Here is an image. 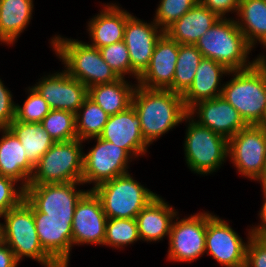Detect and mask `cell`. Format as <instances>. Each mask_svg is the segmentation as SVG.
I'll use <instances>...</instances> for the list:
<instances>
[{
    "mask_svg": "<svg viewBox=\"0 0 266 267\" xmlns=\"http://www.w3.org/2000/svg\"><path fill=\"white\" fill-rule=\"evenodd\" d=\"M132 106L140 119L142 135L149 145L183 123L188 114L182 95L171 90L147 89L138 84Z\"/></svg>",
    "mask_w": 266,
    "mask_h": 267,
    "instance_id": "cell-1",
    "label": "cell"
},
{
    "mask_svg": "<svg viewBox=\"0 0 266 267\" xmlns=\"http://www.w3.org/2000/svg\"><path fill=\"white\" fill-rule=\"evenodd\" d=\"M221 96L239 113L247 125H266V57L251 68L229 71Z\"/></svg>",
    "mask_w": 266,
    "mask_h": 267,
    "instance_id": "cell-2",
    "label": "cell"
},
{
    "mask_svg": "<svg viewBox=\"0 0 266 267\" xmlns=\"http://www.w3.org/2000/svg\"><path fill=\"white\" fill-rule=\"evenodd\" d=\"M195 46L203 58H209L223 64L228 70H246L251 68L261 57L250 61L253 50L240 31L235 18H219L214 25L201 36Z\"/></svg>",
    "mask_w": 266,
    "mask_h": 267,
    "instance_id": "cell-3",
    "label": "cell"
},
{
    "mask_svg": "<svg viewBox=\"0 0 266 267\" xmlns=\"http://www.w3.org/2000/svg\"><path fill=\"white\" fill-rule=\"evenodd\" d=\"M50 45L62 61L64 70L88 88L99 84H109L120 79L103 60L98 48L78 39L55 35Z\"/></svg>",
    "mask_w": 266,
    "mask_h": 267,
    "instance_id": "cell-4",
    "label": "cell"
},
{
    "mask_svg": "<svg viewBox=\"0 0 266 267\" xmlns=\"http://www.w3.org/2000/svg\"><path fill=\"white\" fill-rule=\"evenodd\" d=\"M0 218V239L4 241L21 262L30 258L44 267H61L41 246L36 232L33 205L24 197Z\"/></svg>",
    "mask_w": 266,
    "mask_h": 267,
    "instance_id": "cell-5",
    "label": "cell"
},
{
    "mask_svg": "<svg viewBox=\"0 0 266 267\" xmlns=\"http://www.w3.org/2000/svg\"><path fill=\"white\" fill-rule=\"evenodd\" d=\"M184 139L185 162L191 172L209 175L221 168L228 158V139L200 125L187 114Z\"/></svg>",
    "mask_w": 266,
    "mask_h": 267,
    "instance_id": "cell-6",
    "label": "cell"
},
{
    "mask_svg": "<svg viewBox=\"0 0 266 267\" xmlns=\"http://www.w3.org/2000/svg\"><path fill=\"white\" fill-rule=\"evenodd\" d=\"M108 219L136 218L138 213L158 195L126 174L105 181L94 189Z\"/></svg>",
    "mask_w": 266,
    "mask_h": 267,
    "instance_id": "cell-7",
    "label": "cell"
},
{
    "mask_svg": "<svg viewBox=\"0 0 266 267\" xmlns=\"http://www.w3.org/2000/svg\"><path fill=\"white\" fill-rule=\"evenodd\" d=\"M83 141L55 142L34 166L29 184L82 182Z\"/></svg>",
    "mask_w": 266,
    "mask_h": 267,
    "instance_id": "cell-8",
    "label": "cell"
},
{
    "mask_svg": "<svg viewBox=\"0 0 266 267\" xmlns=\"http://www.w3.org/2000/svg\"><path fill=\"white\" fill-rule=\"evenodd\" d=\"M89 139H96V144L83 153L82 182L86 185L93 183L90 190L129 172V164L134 158L125 149L99 137Z\"/></svg>",
    "mask_w": 266,
    "mask_h": 267,
    "instance_id": "cell-9",
    "label": "cell"
},
{
    "mask_svg": "<svg viewBox=\"0 0 266 267\" xmlns=\"http://www.w3.org/2000/svg\"><path fill=\"white\" fill-rule=\"evenodd\" d=\"M228 157L239 175L256 181L266 160V125H247L232 136Z\"/></svg>",
    "mask_w": 266,
    "mask_h": 267,
    "instance_id": "cell-10",
    "label": "cell"
},
{
    "mask_svg": "<svg viewBox=\"0 0 266 267\" xmlns=\"http://www.w3.org/2000/svg\"><path fill=\"white\" fill-rule=\"evenodd\" d=\"M83 182L55 184H29L25 198L41 213L43 218L73 219L75 207L88 191L76 187Z\"/></svg>",
    "mask_w": 266,
    "mask_h": 267,
    "instance_id": "cell-11",
    "label": "cell"
},
{
    "mask_svg": "<svg viewBox=\"0 0 266 267\" xmlns=\"http://www.w3.org/2000/svg\"><path fill=\"white\" fill-rule=\"evenodd\" d=\"M175 216L169 235L168 261L192 263L205 253L207 211L180 219Z\"/></svg>",
    "mask_w": 266,
    "mask_h": 267,
    "instance_id": "cell-12",
    "label": "cell"
},
{
    "mask_svg": "<svg viewBox=\"0 0 266 267\" xmlns=\"http://www.w3.org/2000/svg\"><path fill=\"white\" fill-rule=\"evenodd\" d=\"M248 231L247 242L233 230L227 221L207 212L205 254L212 256L224 267H245L246 247L251 237Z\"/></svg>",
    "mask_w": 266,
    "mask_h": 267,
    "instance_id": "cell-13",
    "label": "cell"
},
{
    "mask_svg": "<svg viewBox=\"0 0 266 267\" xmlns=\"http://www.w3.org/2000/svg\"><path fill=\"white\" fill-rule=\"evenodd\" d=\"M32 87L47 101L51 110L76 113L88 97V87L65 70L44 75Z\"/></svg>",
    "mask_w": 266,
    "mask_h": 267,
    "instance_id": "cell-14",
    "label": "cell"
},
{
    "mask_svg": "<svg viewBox=\"0 0 266 267\" xmlns=\"http://www.w3.org/2000/svg\"><path fill=\"white\" fill-rule=\"evenodd\" d=\"M107 219L99 197L88 189L75 207L72 223L73 246L103 245Z\"/></svg>",
    "mask_w": 266,
    "mask_h": 267,
    "instance_id": "cell-15",
    "label": "cell"
},
{
    "mask_svg": "<svg viewBox=\"0 0 266 267\" xmlns=\"http://www.w3.org/2000/svg\"><path fill=\"white\" fill-rule=\"evenodd\" d=\"M163 33L154 21L147 23L134 15L127 19L124 42L130 55L132 71L138 77L148 68L156 42Z\"/></svg>",
    "mask_w": 266,
    "mask_h": 267,
    "instance_id": "cell-16",
    "label": "cell"
},
{
    "mask_svg": "<svg viewBox=\"0 0 266 267\" xmlns=\"http://www.w3.org/2000/svg\"><path fill=\"white\" fill-rule=\"evenodd\" d=\"M99 138L125 149L134 159L145 155L150 145L141 132V122L133 106L109 116Z\"/></svg>",
    "mask_w": 266,
    "mask_h": 267,
    "instance_id": "cell-17",
    "label": "cell"
},
{
    "mask_svg": "<svg viewBox=\"0 0 266 267\" xmlns=\"http://www.w3.org/2000/svg\"><path fill=\"white\" fill-rule=\"evenodd\" d=\"M188 114L200 125L228 140L247 126L238 111L222 96L197 102Z\"/></svg>",
    "mask_w": 266,
    "mask_h": 267,
    "instance_id": "cell-18",
    "label": "cell"
},
{
    "mask_svg": "<svg viewBox=\"0 0 266 267\" xmlns=\"http://www.w3.org/2000/svg\"><path fill=\"white\" fill-rule=\"evenodd\" d=\"M33 217L39 242L43 249L61 266L69 267L73 219L43 218L33 206Z\"/></svg>",
    "mask_w": 266,
    "mask_h": 267,
    "instance_id": "cell-19",
    "label": "cell"
},
{
    "mask_svg": "<svg viewBox=\"0 0 266 267\" xmlns=\"http://www.w3.org/2000/svg\"><path fill=\"white\" fill-rule=\"evenodd\" d=\"M179 44L165 32L156 42L150 64L136 82L147 89L167 90L173 83Z\"/></svg>",
    "mask_w": 266,
    "mask_h": 267,
    "instance_id": "cell-20",
    "label": "cell"
},
{
    "mask_svg": "<svg viewBox=\"0 0 266 267\" xmlns=\"http://www.w3.org/2000/svg\"><path fill=\"white\" fill-rule=\"evenodd\" d=\"M103 7L89 19L86 29L91 38L87 44L98 49L124 40L125 25L132 15L117 3L103 4Z\"/></svg>",
    "mask_w": 266,
    "mask_h": 267,
    "instance_id": "cell-21",
    "label": "cell"
},
{
    "mask_svg": "<svg viewBox=\"0 0 266 267\" xmlns=\"http://www.w3.org/2000/svg\"><path fill=\"white\" fill-rule=\"evenodd\" d=\"M229 71L223 64L215 60L202 58L191 86L182 95L186 109L189 110L199 101L221 96L223 89L221 78L228 75Z\"/></svg>",
    "mask_w": 266,
    "mask_h": 267,
    "instance_id": "cell-22",
    "label": "cell"
},
{
    "mask_svg": "<svg viewBox=\"0 0 266 267\" xmlns=\"http://www.w3.org/2000/svg\"><path fill=\"white\" fill-rule=\"evenodd\" d=\"M0 133V174L14 179L25 189L34 166L27 159L20 140L9 128H0Z\"/></svg>",
    "mask_w": 266,
    "mask_h": 267,
    "instance_id": "cell-23",
    "label": "cell"
},
{
    "mask_svg": "<svg viewBox=\"0 0 266 267\" xmlns=\"http://www.w3.org/2000/svg\"><path fill=\"white\" fill-rule=\"evenodd\" d=\"M179 212L161 196L155 197L137 215L136 223L140 241L159 242L169 238L172 222Z\"/></svg>",
    "mask_w": 266,
    "mask_h": 267,
    "instance_id": "cell-24",
    "label": "cell"
},
{
    "mask_svg": "<svg viewBox=\"0 0 266 267\" xmlns=\"http://www.w3.org/2000/svg\"><path fill=\"white\" fill-rule=\"evenodd\" d=\"M219 18L198 1L164 32L178 44L195 45Z\"/></svg>",
    "mask_w": 266,
    "mask_h": 267,
    "instance_id": "cell-25",
    "label": "cell"
},
{
    "mask_svg": "<svg viewBox=\"0 0 266 267\" xmlns=\"http://www.w3.org/2000/svg\"><path fill=\"white\" fill-rule=\"evenodd\" d=\"M33 0H0V42L13 45L29 25Z\"/></svg>",
    "mask_w": 266,
    "mask_h": 267,
    "instance_id": "cell-26",
    "label": "cell"
},
{
    "mask_svg": "<svg viewBox=\"0 0 266 267\" xmlns=\"http://www.w3.org/2000/svg\"><path fill=\"white\" fill-rule=\"evenodd\" d=\"M137 84L125 78L109 84H99L88 88V97L98 104L109 116L125 111L132 106Z\"/></svg>",
    "mask_w": 266,
    "mask_h": 267,
    "instance_id": "cell-27",
    "label": "cell"
},
{
    "mask_svg": "<svg viewBox=\"0 0 266 267\" xmlns=\"http://www.w3.org/2000/svg\"><path fill=\"white\" fill-rule=\"evenodd\" d=\"M236 17L247 43L253 49L257 43L266 48V0H240Z\"/></svg>",
    "mask_w": 266,
    "mask_h": 267,
    "instance_id": "cell-28",
    "label": "cell"
},
{
    "mask_svg": "<svg viewBox=\"0 0 266 267\" xmlns=\"http://www.w3.org/2000/svg\"><path fill=\"white\" fill-rule=\"evenodd\" d=\"M20 140L27 159L35 166L55 141L40 123L13 120L8 127Z\"/></svg>",
    "mask_w": 266,
    "mask_h": 267,
    "instance_id": "cell-29",
    "label": "cell"
},
{
    "mask_svg": "<svg viewBox=\"0 0 266 267\" xmlns=\"http://www.w3.org/2000/svg\"><path fill=\"white\" fill-rule=\"evenodd\" d=\"M203 55L195 45L179 44L175 75L167 89L183 95L191 86Z\"/></svg>",
    "mask_w": 266,
    "mask_h": 267,
    "instance_id": "cell-30",
    "label": "cell"
},
{
    "mask_svg": "<svg viewBox=\"0 0 266 267\" xmlns=\"http://www.w3.org/2000/svg\"><path fill=\"white\" fill-rule=\"evenodd\" d=\"M109 115L93 100L87 97L75 113L77 138L88 141L89 138L99 137Z\"/></svg>",
    "mask_w": 266,
    "mask_h": 267,
    "instance_id": "cell-31",
    "label": "cell"
},
{
    "mask_svg": "<svg viewBox=\"0 0 266 267\" xmlns=\"http://www.w3.org/2000/svg\"><path fill=\"white\" fill-rule=\"evenodd\" d=\"M140 240L135 218L107 219L103 245L121 249Z\"/></svg>",
    "mask_w": 266,
    "mask_h": 267,
    "instance_id": "cell-32",
    "label": "cell"
},
{
    "mask_svg": "<svg viewBox=\"0 0 266 267\" xmlns=\"http://www.w3.org/2000/svg\"><path fill=\"white\" fill-rule=\"evenodd\" d=\"M55 142H66L77 138L75 113L67 110H50L40 122Z\"/></svg>",
    "mask_w": 266,
    "mask_h": 267,
    "instance_id": "cell-33",
    "label": "cell"
},
{
    "mask_svg": "<svg viewBox=\"0 0 266 267\" xmlns=\"http://www.w3.org/2000/svg\"><path fill=\"white\" fill-rule=\"evenodd\" d=\"M103 60L112 68L119 78L128 75L138 81L139 77L132 71L130 55L124 40L99 48Z\"/></svg>",
    "mask_w": 266,
    "mask_h": 267,
    "instance_id": "cell-34",
    "label": "cell"
},
{
    "mask_svg": "<svg viewBox=\"0 0 266 267\" xmlns=\"http://www.w3.org/2000/svg\"><path fill=\"white\" fill-rule=\"evenodd\" d=\"M28 96L22 107L18 103L15 107V120L24 123H40L50 112L47 101L31 86L27 89Z\"/></svg>",
    "mask_w": 266,
    "mask_h": 267,
    "instance_id": "cell-35",
    "label": "cell"
},
{
    "mask_svg": "<svg viewBox=\"0 0 266 267\" xmlns=\"http://www.w3.org/2000/svg\"><path fill=\"white\" fill-rule=\"evenodd\" d=\"M199 0H160L153 21L165 31Z\"/></svg>",
    "mask_w": 266,
    "mask_h": 267,
    "instance_id": "cell-36",
    "label": "cell"
},
{
    "mask_svg": "<svg viewBox=\"0 0 266 267\" xmlns=\"http://www.w3.org/2000/svg\"><path fill=\"white\" fill-rule=\"evenodd\" d=\"M17 183L14 179L0 174V216L24 199L25 189Z\"/></svg>",
    "mask_w": 266,
    "mask_h": 267,
    "instance_id": "cell-37",
    "label": "cell"
},
{
    "mask_svg": "<svg viewBox=\"0 0 266 267\" xmlns=\"http://www.w3.org/2000/svg\"><path fill=\"white\" fill-rule=\"evenodd\" d=\"M245 267H266V241L254 237L248 239Z\"/></svg>",
    "mask_w": 266,
    "mask_h": 267,
    "instance_id": "cell-38",
    "label": "cell"
},
{
    "mask_svg": "<svg viewBox=\"0 0 266 267\" xmlns=\"http://www.w3.org/2000/svg\"><path fill=\"white\" fill-rule=\"evenodd\" d=\"M8 89L0 78V128H8L15 119L16 103Z\"/></svg>",
    "mask_w": 266,
    "mask_h": 267,
    "instance_id": "cell-39",
    "label": "cell"
},
{
    "mask_svg": "<svg viewBox=\"0 0 266 267\" xmlns=\"http://www.w3.org/2000/svg\"><path fill=\"white\" fill-rule=\"evenodd\" d=\"M199 2L220 18H225L226 16L229 17L228 13L230 12L237 15L240 0H199Z\"/></svg>",
    "mask_w": 266,
    "mask_h": 267,
    "instance_id": "cell-40",
    "label": "cell"
},
{
    "mask_svg": "<svg viewBox=\"0 0 266 267\" xmlns=\"http://www.w3.org/2000/svg\"><path fill=\"white\" fill-rule=\"evenodd\" d=\"M263 192V205L258 214L260 218V223L258 225L251 227V236L266 241V190H262Z\"/></svg>",
    "mask_w": 266,
    "mask_h": 267,
    "instance_id": "cell-41",
    "label": "cell"
},
{
    "mask_svg": "<svg viewBox=\"0 0 266 267\" xmlns=\"http://www.w3.org/2000/svg\"><path fill=\"white\" fill-rule=\"evenodd\" d=\"M18 264L13 251L0 239V267H17Z\"/></svg>",
    "mask_w": 266,
    "mask_h": 267,
    "instance_id": "cell-42",
    "label": "cell"
},
{
    "mask_svg": "<svg viewBox=\"0 0 266 267\" xmlns=\"http://www.w3.org/2000/svg\"><path fill=\"white\" fill-rule=\"evenodd\" d=\"M256 181L260 182L262 190H266V160L264 162L263 171Z\"/></svg>",
    "mask_w": 266,
    "mask_h": 267,
    "instance_id": "cell-43",
    "label": "cell"
}]
</instances>
